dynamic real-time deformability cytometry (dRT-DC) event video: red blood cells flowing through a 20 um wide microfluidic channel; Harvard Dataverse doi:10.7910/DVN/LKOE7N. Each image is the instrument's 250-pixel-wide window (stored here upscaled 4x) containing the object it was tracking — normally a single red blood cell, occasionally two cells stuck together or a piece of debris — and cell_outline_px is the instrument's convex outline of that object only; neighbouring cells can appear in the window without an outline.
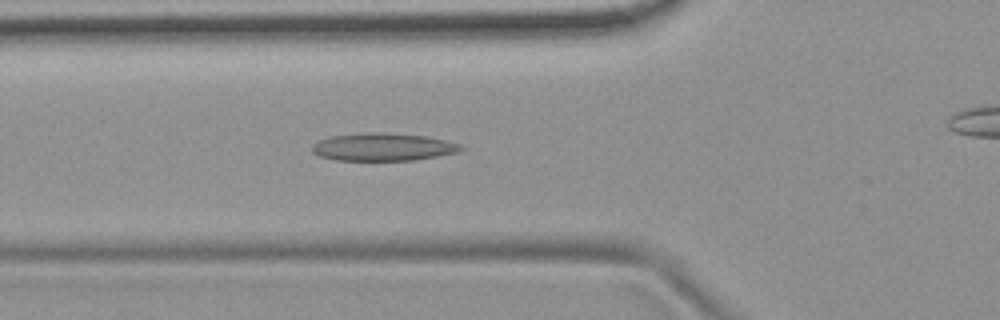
{"species": "common noctule bat (a hibernating species)", "species_latin": "Nyctalus noctula", "temperature_condition": "room temperature", "stored_images_in_passage": 44, "camera_frame_rate_fps": 3000, "um_per_image_px": 0.085, "animal": {"sex": "female", "body_mass_g": 19.9}, "frame": {"image": 1, "passage_image": 17, "time_ms": 5.333, "image_size_px": [1000, 320], "cell_outline_px": [[464, 148], [456, 152], [436, 156], [412, 160], [336, 160], [320, 156], [312, 152], [312, 144], [320, 140], [332, 136], [368, 132], [380, 132], [424, 136], [444, 140], [460, 144]], "centroid_in_image_um": [32.52, 12.49], "position_along_channel_um": 93.3, "area_um2": 23.7}}
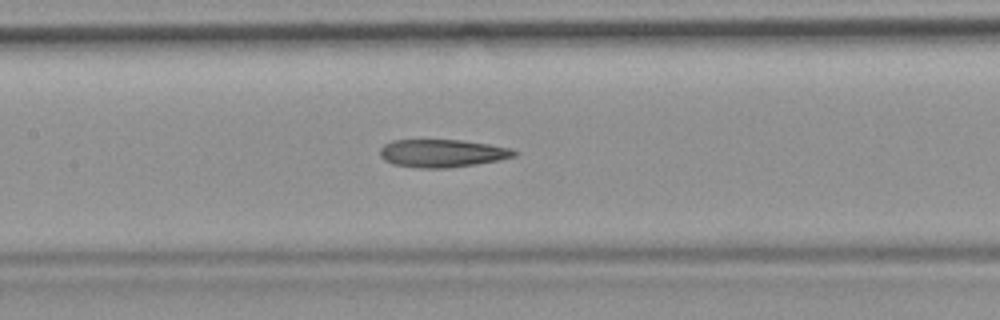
{"frame": {"image": 2, "passage_image": 23, "time_ms": 7.333, "image_size_px": [1000, 320], "cell_outline_px": [[520, 152], [516, 156], [500, 160], [476, 164], [448, 168], [420, 168], [392, 164], [384, 160], [380, 156], [380, 148], [384, 144], [392, 140], [460, 140], [488, 144], [512, 148]], "centroid_in_image_um": [37.61, 13.03], "position_along_channel_um": 169.8, "area_um2": 21.96}}
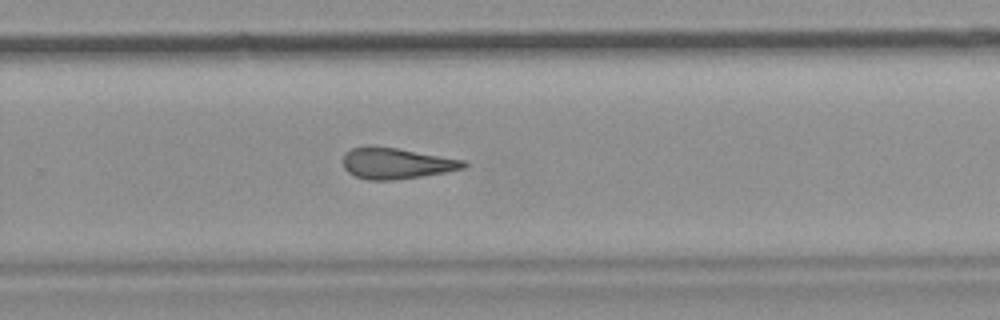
{"frame": {"image": 3, "passage_image": 33, "time_ms": 10.667, "image_size_px": [1000, 320], "cell_outline_px": [[468, 164], [464, 168], [444, 172], [420, 176], [392, 180], [368, 180], [356, 176], [348, 172], [344, 168], [344, 156], [352, 148], [368, 144], [396, 148], [464, 160]], "centroid_in_image_um": [33.66, 13.87], "position_along_channel_um": 296.1, "area_um2": 21.62}}